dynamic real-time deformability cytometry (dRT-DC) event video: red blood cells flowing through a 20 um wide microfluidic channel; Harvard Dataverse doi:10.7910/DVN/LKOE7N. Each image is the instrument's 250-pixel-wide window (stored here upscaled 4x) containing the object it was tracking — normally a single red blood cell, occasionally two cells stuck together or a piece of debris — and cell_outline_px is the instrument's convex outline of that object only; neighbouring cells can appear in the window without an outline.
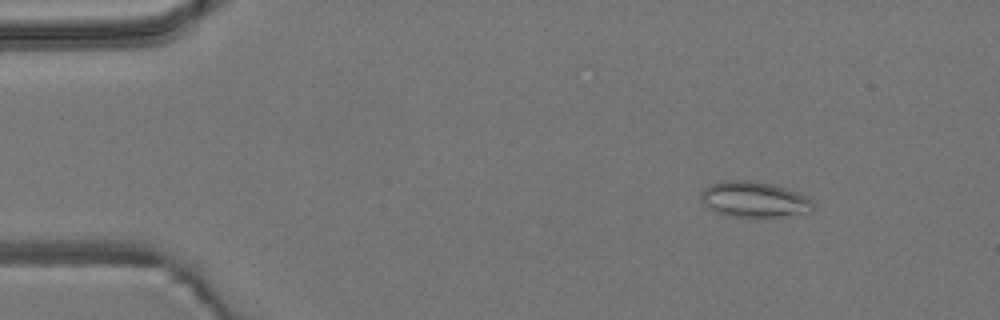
{"species": "common noctule bat (a hibernating species)", "species_latin": "Nyctalus noctula", "temperature_condition": "room temperature", "stored_images_in_passage": 4, "camera_frame_rate_fps": 3000, "um_per_image_px": 0.085, "animal": {"sex": "male", "body_mass_g": 19.2, "forearm_length_mm": 51.8}, "frame": {"image": 1, "passage_image": 2, "time_ms": 1.0, "image_size_px": [1000, 320], "cell_outline_px": [[812, 212], [752, 220], [748, 220], [728, 216], [712, 212], [700, 200], [700, 192], [708, 184], [724, 180], [756, 180], [772, 184], [800, 192], [808, 196], [812, 200]], "centroid_in_image_um": [64.06, 16.98], "position_along_channel_um": 20.9, "area_um2": 24.57}}